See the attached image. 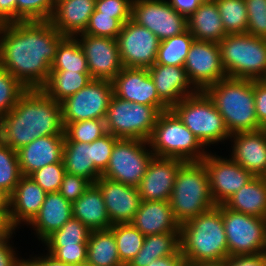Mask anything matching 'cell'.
I'll return each instance as SVG.
<instances>
[{
  "label": "cell",
  "mask_w": 266,
  "mask_h": 266,
  "mask_svg": "<svg viewBox=\"0 0 266 266\" xmlns=\"http://www.w3.org/2000/svg\"><path fill=\"white\" fill-rule=\"evenodd\" d=\"M64 38L49 21L4 24L0 30V66L26 89H41Z\"/></svg>",
  "instance_id": "obj_1"
},
{
  "label": "cell",
  "mask_w": 266,
  "mask_h": 266,
  "mask_svg": "<svg viewBox=\"0 0 266 266\" xmlns=\"http://www.w3.org/2000/svg\"><path fill=\"white\" fill-rule=\"evenodd\" d=\"M48 135H64L61 104L41 89L27 90L0 118V141L14 151Z\"/></svg>",
  "instance_id": "obj_2"
},
{
  "label": "cell",
  "mask_w": 266,
  "mask_h": 266,
  "mask_svg": "<svg viewBox=\"0 0 266 266\" xmlns=\"http://www.w3.org/2000/svg\"><path fill=\"white\" fill-rule=\"evenodd\" d=\"M180 243L186 262L225 260L228 246L221 210L215 206L182 223Z\"/></svg>",
  "instance_id": "obj_3"
},
{
  "label": "cell",
  "mask_w": 266,
  "mask_h": 266,
  "mask_svg": "<svg viewBox=\"0 0 266 266\" xmlns=\"http://www.w3.org/2000/svg\"><path fill=\"white\" fill-rule=\"evenodd\" d=\"M231 134L264 128L257 120L253 80L225 78L204 90Z\"/></svg>",
  "instance_id": "obj_4"
},
{
  "label": "cell",
  "mask_w": 266,
  "mask_h": 266,
  "mask_svg": "<svg viewBox=\"0 0 266 266\" xmlns=\"http://www.w3.org/2000/svg\"><path fill=\"white\" fill-rule=\"evenodd\" d=\"M171 110L209 151H215V148L222 151L228 145L231 135L222 115L205 91H197L183 98Z\"/></svg>",
  "instance_id": "obj_5"
},
{
  "label": "cell",
  "mask_w": 266,
  "mask_h": 266,
  "mask_svg": "<svg viewBox=\"0 0 266 266\" xmlns=\"http://www.w3.org/2000/svg\"><path fill=\"white\" fill-rule=\"evenodd\" d=\"M169 203L180 225L216 206L202 162H185L179 168Z\"/></svg>",
  "instance_id": "obj_6"
},
{
  "label": "cell",
  "mask_w": 266,
  "mask_h": 266,
  "mask_svg": "<svg viewBox=\"0 0 266 266\" xmlns=\"http://www.w3.org/2000/svg\"><path fill=\"white\" fill-rule=\"evenodd\" d=\"M154 156L201 162L209 150L171 110L160 113L150 139Z\"/></svg>",
  "instance_id": "obj_7"
},
{
  "label": "cell",
  "mask_w": 266,
  "mask_h": 266,
  "mask_svg": "<svg viewBox=\"0 0 266 266\" xmlns=\"http://www.w3.org/2000/svg\"><path fill=\"white\" fill-rule=\"evenodd\" d=\"M218 45L227 77L266 80V38L230 34Z\"/></svg>",
  "instance_id": "obj_8"
},
{
  "label": "cell",
  "mask_w": 266,
  "mask_h": 266,
  "mask_svg": "<svg viewBox=\"0 0 266 266\" xmlns=\"http://www.w3.org/2000/svg\"><path fill=\"white\" fill-rule=\"evenodd\" d=\"M161 112L156 106L130 102L113 94L105 117L106 131L118 139L148 141Z\"/></svg>",
  "instance_id": "obj_9"
},
{
  "label": "cell",
  "mask_w": 266,
  "mask_h": 266,
  "mask_svg": "<svg viewBox=\"0 0 266 266\" xmlns=\"http://www.w3.org/2000/svg\"><path fill=\"white\" fill-rule=\"evenodd\" d=\"M222 212L228 256L266 252V220L216 205Z\"/></svg>",
  "instance_id": "obj_10"
},
{
  "label": "cell",
  "mask_w": 266,
  "mask_h": 266,
  "mask_svg": "<svg viewBox=\"0 0 266 266\" xmlns=\"http://www.w3.org/2000/svg\"><path fill=\"white\" fill-rule=\"evenodd\" d=\"M153 156L148 141L119 139L113 147L109 164L101 176L138 187Z\"/></svg>",
  "instance_id": "obj_11"
},
{
  "label": "cell",
  "mask_w": 266,
  "mask_h": 266,
  "mask_svg": "<svg viewBox=\"0 0 266 266\" xmlns=\"http://www.w3.org/2000/svg\"><path fill=\"white\" fill-rule=\"evenodd\" d=\"M112 96V81L92 79L77 93L60 102L63 126L89 119H105Z\"/></svg>",
  "instance_id": "obj_12"
},
{
  "label": "cell",
  "mask_w": 266,
  "mask_h": 266,
  "mask_svg": "<svg viewBox=\"0 0 266 266\" xmlns=\"http://www.w3.org/2000/svg\"><path fill=\"white\" fill-rule=\"evenodd\" d=\"M201 162L207 170L211 195L216 205L224 204L254 178L221 150L209 151Z\"/></svg>",
  "instance_id": "obj_13"
},
{
  "label": "cell",
  "mask_w": 266,
  "mask_h": 266,
  "mask_svg": "<svg viewBox=\"0 0 266 266\" xmlns=\"http://www.w3.org/2000/svg\"><path fill=\"white\" fill-rule=\"evenodd\" d=\"M131 19L154 33L160 41L187 30V18L167 0H133Z\"/></svg>",
  "instance_id": "obj_14"
},
{
  "label": "cell",
  "mask_w": 266,
  "mask_h": 266,
  "mask_svg": "<svg viewBox=\"0 0 266 266\" xmlns=\"http://www.w3.org/2000/svg\"><path fill=\"white\" fill-rule=\"evenodd\" d=\"M116 41L123 67L149 68L156 62L160 39L132 19L123 24Z\"/></svg>",
  "instance_id": "obj_15"
},
{
  "label": "cell",
  "mask_w": 266,
  "mask_h": 266,
  "mask_svg": "<svg viewBox=\"0 0 266 266\" xmlns=\"http://www.w3.org/2000/svg\"><path fill=\"white\" fill-rule=\"evenodd\" d=\"M187 76L198 91L227 78L218 43L194 40L184 64Z\"/></svg>",
  "instance_id": "obj_16"
},
{
  "label": "cell",
  "mask_w": 266,
  "mask_h": 266,
  "mask_svg": "<svg viewBox=\"0 0 266 266\" xmlns=\"http://www.w3.org/2000/svg\"><path fill=\"white\" fill-rule=\"evenodd\" d=\"M75 38L84 52L92 79L112 81L124 68L116 39L83 33Z\"/></svg>",
  "instance_id": "obj_17"
},
{
  "label": "cell",
  "mask_w": 266,
  "mask_h": 266,
  "mask_svg": "<svg viewBox=\"0 0 266 266\" xmlns=\"http://www.w3.org/2000/svg\"><path fill=\"white\" fill-rule=\"evenodd\" d=\"M224 149L229 157L254 177H265L266 128L231 134L228 145Z\"/></svg>",
  "instance_id": "obj_18"
},
{
  "label": "cell",
  "mask_w": 266,
  "mask_h": 266,
  "mask_svg": "<svg viewBox=\"0 0 266 266\" xmlns=\"http://www.w3.org/2000/svg\"><path fill=\"white\" fill-rule=\"evenodd\" d=\"M113 94L123 100L156 106L162 112L170 108L159 98L147 68L124 67L112 80Z\"/></svg>",
  "instance_id": "obj_19"
},
{
  "label": "cell",
  "mask_w": 266,
  "mask_h": 266,
  "mask_svg": "<svg viewBox=\"0 0 266 266\" xmlns=\"http://www.w3.org/2000/svg\"><path fill=\"white\" fill-rule=\"evenodd\" d=\"M184 163L178 158L153 156L138 186L141 200L169 202L176 174Z\"/></svg>",
  "instance_id": "obj_20"
},
{
  "label": "cell",
  "mask_w": 266,
  "mask_h": 266,
  "mask_svg": "<svg viewBox=\"0 0 266 266\" xmlns=\"http://www.w3.org/2000/svg\"><path fill=\"white\" fill-rule=\"evenodd\" d=\"M95 184L103 195L111 225L131 223L142 201L138 187L102 176Z\"/></svg>",
  "instance_id": "obj_21"
},
{
  "label": "cell",
  "mask_w": 266,
  "mask_h": 266,
  "mask_svg": "<svg viewBox=\"0 0 266 266\" xmlns=\"http://www.w3.org/2000/svg\"><path fill=\"white\" fill-rule=\"evenodd\" d=\"M47 193L29 176H22L10 195V223L19 231L37 216Z\"/></svg>",
  "instance_id": "obj_22"
},
{
  "label": "cell",
  "mask_w": 266,
  "mask_h": 266,
  "mask_svg": "<svg viewBox=\"0 0 266 266\" xmlns=\"http://www.w3.org/2000/svg\"><path fill=\"white\" fill-rule=\"evenodd\" d=\"M64 141L65 135H48L17 150L22 175L30 176L44 166L63 162Z\"/></svg>",
  "instance_id": "obj_23"
},
{
  "label": "cell",
  "mask_w": 266,
  "mask_h": 266,
  "mask_svg": "<svg viewBox=\"0 0 266 266\" xmlns=\"http://www.w3.org/2000/svg\"><path fill=\"white\" fill-rule=\"evenodd\" d=\"M159 98L171 109L198 90L190 82L184 67L153 64L147 68Z\"/></svg>",
  "instance_id": "obj_24"
},
{
  "label": "cell",
  "mask_w": 266,
  "mask_h": 266,
  "mask_svg": "<svg viewBox=\"0 0 266 266\" xmlns=\"http://www.w3.org/2000/svg\"><path fill=\"white\" fill-rule=\"evenodd\" d=\"M72 203L59 192L47 193L39 213L26 227L31 231L34 242L41 243L56 230H59L72 217ZM35 236V237H34Z\"/></svg>",
  "instance_id": "obj_25"
},
{
  "label": "cell",
  "mask_w": 266,
  "mask_h": 266,
  "mask_svg": "<svg viewBox=\"0 0 266 266\" xmlns=\"http://www.w3.org/2000/svg\"><path fill=\"white\" fill-rule=\"evenodd\" d=\"M96 0H55L49 22L65 37H76L84 33L90 16L95 10Z\"/></svg>",
  "instance_id": "obj_26"
},
{
  "label": "cell",
  "mask_w": 266,
  "mask_h": 266,
  "mask_svg": "<svg viewBox=\"0 0 266 266\" xmlns=\"http://www.w3.org/2000/svg\"><path fill=\"white\" fill-rule=\"evenodd\" d=\"M131 224L145 236L180 232L181 228L170 203L157 200L141 201Z\"/></svg>",
  "instance_id": "obj_27"
},
{
  "label": "cell",
  "mask_w": 266,
  "mask_h": 266,
  "mask_svg": "<svg viewBox=\"0 0 266 266\" xmlns=\"http://www.w3.org/2000/svg\"><path fill=\"white\" fill-rule=\"evenodd\" d=\"M194 40L219 43L227 34L215 0H205L187 18Z\"/></svg>",
  "instance_id": "obj_28"
},
{
  "label": "cell",
  "mask_w": 266,
  "mask_h": 266,
  "mask_svg": "<svg viewBox=\"0 0 266 266\" xmlns=\"http://www.w3.org/2000/svg\"><path fill=\"white\" fill-rule=\"evenodd\" d=\"M72 215L92 230H106L112 225L107 214L103 195L93 183L84 194L72 203Z\"/></svg>",
  "instance_id": "obj_29"
},
{
  "label": "cell",
  "mask_w": 266,
  "mask_h": 266,
  "mask_svg": "<svg viewBox=\"0 0 266 266\" xmlns=\"http://www.w3.org/2000/svg\"><path fill=\"white\" fill-rule=\"evenodd\" d=\"M223 205L235 212L266 218V179L254 177Z\"/></svg>",
  "instance_id": "obj_30"
},
{
  "label": "cell",
  "mask_w": 266,
  "mask_h": 266,
  "mask_svg": "<svg viewBox=\"0 0 266 266\" xmlns=\"http://www.w3.org/2000/svg\"><path fill=\"white\" fill-rule=\"evenodd\" d=\"M180 252V232L147 235L141 250L127 266H148L154 260Z\"/></svg>",
  "instance_id": "obj_31"
},
{
  "label": "cell",
  "mask_w": 266,
  "mask_h": 266,
  "mask_svg": "<svg viewBox=\"0 0 266 266\" xmlns=\"http://www.w3.org/2000/svg\"><path fill=\"white\" fill-rule=\"evenodd\" d=\"M87 265L125 266L119 258L114 233L110 229L92 230L87 241Z\"/></svg>",
  "instance_id": "obj_32"
},
{
  "label": "cell",
  "mask_w": 266,
  "mask_h": 266,
  "mask_svg": "<svg viewBox=\"0 0 266 266\" xmlns=\"http://www.w3.org/2000/svg\"><path fill=\"white\" fill-rule=\"evenodd\" d=\"M63 163L66 173L83 177L91 184L102 174L91 161V143L64 142Z\"/></svg>",
  "instance_id": "obj_33"
},
{
  "label": "cell",
  "mask_w": 266,
  "mask_h": 266,
  "mask_svg": "<svg viewBox=\"0 0 266 266\" xmlns=\"http://www.w3.org/2000/svg\"><path fill=\"white\" fill-rule=\"evenodd\" d=\"M92 80L89 73L68 70H50L47 82L41 90L56 102L74 95Z\"/></svg>",
  "instance_id": "obj_34"
},
{
  "label": "cell",
  "mask_w": 266,
  "mask_h": 266,
  "mask_svg": "<svg viewBox=\"0 0 266 266\" xmlns=\"http://www.w3.org/2000/svg\"><path fill=\"white\" fill-rule=\"evenodd\" d=\"M50 70L89 73L86 57L75 37H65L60 42Z\"/></svg>",
  "instance_id": "obj_35"
},
{
  "label": "cell",
  "mask_w": 266,
  "mask_h": 266,
  "mask_svg": "<svg viewBox=\"0 0 266 266\" xmlns=\"http://www.w3.org/2000/svg\"><path fill=\"white\" fill-rule=\"evenodd\" d=\"M194 37L187 29L182 34L160 42L155 64L184 67Z\"/></svg>",
  "instance_id": "obj_36"
},
{
  "label": "cell",
  "mask_w": 266,
  "mask_h": 266,
  "mask_svg": "<svg viewBox=\"0 0 266 266\" xmlns=\"http://www.w3.org/2000/svg\"><path fill=\"white\" fill-rule=\"evenodd\" d=\"M109 229L114 233L120 261L127 266L141 250L146 236L131 223L114 224Z\"/></svg>",
  "instance_id": "obj_37"
},
{
  "label": "cell",
  "mask_w": 266,
  "mask_h": 266,
  "mask_svg": "<svg viewBox=\"0 0 266 266\" xmlns=\"http://www.w3.org/2000/svg\"><path fill=\"white\" fill-rule=\"evenodd\" d=\"M227 35L245 34L248 13L245 0H215Z\"/></svg>",
  "instance_id": "obj_38"
},
{
  "label": "cell",
  "mask_w": 266,
  "mask_h": 266,
  "mask_svg": "<svg viewBox=\"0 0 266 266\" xmlns=\"http://www.w3.org/2000/svg\"><path fill=\"white\" fill-rule=\"evenodd\" d=\"M91 230L75 217H71L59 230L53 232L42 246H77L87 244Z\"/></svg>",
  "instance_id": "obj_39"
},
{
  "label": "cell",
  "mask_w": 266,
  "mask_h": 266,
  "mask_svg": "<svg viewBox=\"0 0 266 266\" xmlns=\"http://www.w3.org/2000/svg\"><path fill=\"white\" fill-rule=\"evenodd\" d=\"M107 133L105 119H89L64 126V142L92 143Z\"/></svg>",
  "instance_id": "obj_40"
},
{
  "label": "cell",
  "mask_w": 266,
  "mask_h": 266,
  "mask_svg": "<svg viewBox=\"0 0 266 266\" xmlns=\"http://www.w3.org/2000/svg\"><path fill=\"white\" fill-rule=\"evenodd\" d=\"M22 176L17 152L0 141V188L11 195Z\"/></svg>",
  "instance_id": "obj_41"
},
{
  "label": "cell",
  "mask_w": 266,
  "mask_h": 266,
  "mask_svg": "<svg viewBox=\"0 0 266 266\" xmlns=\"http://www.w3.org/2000/svg\"><path fill=\"white\" fill-rule=\"evenodd\" d=\"M27 90L11 73L0 66V118L15 107Z\"/></svg>",
  "instance_id": "obj_42"
},
{
  "label": "cell",
  "mask_w": 266,
  "mask_h": 266,
  "mask_svg": "<svg viewBox=\"0 0 266 266\" xmlns=\"http://www.w3.org/2000/svg\"><path fill=\"white\" fill-rule=\"evenodd\" d=\"M55 0H16V22L49 21Z\"/></svg>",
  "instance_id": "obj_43"
},
{
  "label": "cell",
  "mask_w": 266,
  "mask_h": 266,
  "mask_svg": "<svg viewBox=\"0 0 266 266\" xmlns=\"http://www.w3.org/2000/svg\"><path fill=\"white\" fill-rule=\"evenodd\" d=\"M122 27L123 23L116 19L115 15L102 14L94 10L83 34L116 39Z\"/></svg>",
  "instance_id": "obj_44"
},
{
  "label": "cell",
  "mask_w": 266,
  "mask_h": 266,
  "mask_svg": "<svg viewBox=\"0 0 266 266\" xmlns=\"http://www.w3.org/2000/svg\"><path fill=\"white\" fill-rule=\"evenodd\" d=\"M63 162L50 164L33 172L29 177L46 193L58 192L65 175Z\"/></svg>",
  "instance_id": "obj_45"
},
{
  "label": "cell",
  "mask_w": 266,
  "mask_h": 266,
  "mask_svg": "<svg viewBox=\"0 0 266 266\" xmlns=\"http://www.w3.org/2000/svg\"><path fill=\"white\" fill-rule=\"evenodd\" d=\"M249 35L266 38V0H245Z\"/></svg>",
  "instance_id": "obj_46"
},
{
  "label": "cell",
  "mask_w": 266,
  "mask_h": 266,
  "mask_svg": "<svg viewBox=\"0 0 266 266\" xmlns=\"http://www.w3.org/2000/svg\"><path fill=\"white\" fill-rule=\"evenodd\" d=\"M118 140L116 136L107 132L91 143V161L101 173L106 170L113 147Z\"/></svg>",
  "instance_id": "obj_47"
},
{
  "label": "cell",
  "mask_w": 266,
  "mask_h": 266,
  "mask_svg": "<svg viewBox=\"0 0 266 266\" xmlns=\"http://www.w3.org/2000/svg\"><path fill=\"white\" fill-rule=\"evenodd\" d=\"M57 260L70 265L85 264L87 261V244L77 246H43L42 247Z\"/></svg>",
  "instance_id": "obj_48"
},
{
  "label": "cell",
  "mask_w": 266,
  "mask_h": 266,
  "mask_svg": "<svg viewBox=\"0 0 266 266\" xmlns=\"http://www.w3.org/2000/svg\"><path fill=\"white\" fill-rule=\"evenodd\" d=\"M17 232L20 233V231L14 230L9 236L0 237V266L25 265V256L22 254L21 248L14 245L15 240L13 239L18 235Z\"/></svg>",
  "instance_id": "obj_49"
},
{
  "label": "cell",
  "mask_w": 266,
  "mask_h": 266,
  "mask_svg": "<svg viewBox=\"0 0 266 266\" xmlns=\"http://www.w3.org/2000/svg\"><path fill=\"white\" fill-rule=\"evenodd\" d=\"M133 0H96L95 10L102 14L115 15L123 24L131 19Z\"/></svg>",
  "instance_id": "obj_50"
},
{
  "label": "cell",
  "mask_w": 266,
  "mask_h": 266,
  "mask_svg": "<svg viewBox=\"0 0 266 266\" xmlns=\"http://www.w3.org/2000/svg\"><path fill=\"white\" fill-rule=\"evenodd\" d=\"M91 183L80 176L65 173L60 185L59 193L70 203L78 200Z\"/></svg>",
  "instance_id": "obj_51"
},
{
  "label": "cell",
  "mask_w": 266,
  "mask_h": 266,
  "mask_svg": "<svg viewBox=\"0 0 266 266\" xmlns=\"http://www.w3.org/2000/svg\"><path fill=\"white\" fill-rule=\"evenodd\" d=\"M255 113L258 122L266 128V80H253Z\"/></svg>",
  "instance_id": "obj_52"
},
{
  "label": "cell",
  "mask_w": 266,
  "mask_h": 266,
  "mask_svg": "<svg viewBox=\"0 0 266 266\" xmlns=\"http://www.w3.org/2000/svg\"><path fill=\"white\" fill-rule=\"evenodd\" d=\"M36 248V252H38V254H35L32 250H29L31 251L30 255H28L27 252L24 254L26 266H71L70 264L57 260L54 256L45 251L42 246L40 247L41 249H39L40 251H43L42 253L37 251L38 247Z\"/></svg>",
  "instance_id": "obj_53"
},
{
  "label": "cell",
  "mask_w": 266,
  "mask_h": 266,
  "mask_svg": "<svg viewBox=\"0 0 266 266\" xmlns=\"http://www.w3.org/2000/svg\"><path fill=\"white\" fill-rule=\"evenodd\" d=\"M266 252L254 255H237L226 258V266H265Z\"/></svg>",
  "instance_id": "obj_54"
},
{
  "label": "cell",
  "mask_w": 266,
  "mask_h": 266,
  "mask_svg": "<svg viewBox=\"0 0 266 266\" xmlns=\"http://www.w3.org/2000/svg\"><path fill=\"white\" fill-rule=\"evenodd\" d=\"M0 23H16V0H0Z\"/></svg>",
  "instance_id": "obj_55"
},
{
  "label": "cell",
  "mask_w": 266,
  "mask_h": 266,
  "mask_svg": "<svg viewBox=\"0 0 266 266\" xmlns=\"http://www.w3.org/2000/svg\"><path fill=\"white\" fill-rule=\"evenodd\" d=\"M205 0H167V2L180 14L188 18Z\"/></svg>",
  "instance_id": "obj_56"
},
{
  "label": "cell",
  "mask_w": 266,
  "mask_h": 266,
  "mask_svg": "<svg viewBox=\"0 0 266 266\" xmlns=\"http://www.w3.org/2000/svg\"><path fill=\"white\" fill-rule=\"evenodd\" d=\"M186 259L180 252L178 255H171L152 261L148 266H186Z\"/></svg>",
  "instance_id": "obj_57"
},
{
  "label": "cell",
  "mask_w": 266,
  "mask_h": 266,
  "mask_svg": "<svg viewBox=\"0 0 266 266\" xmlns=\"http://www.w3.org/2000/svg\"><path fill=\"white\" fill-rule=\"evenodd\" d=\"M14 230L10 223V211H0V237L9 236Z\"/></svg>",
  "instance_id": "obj_58"
},
{
  "label": "cell",
  "mask_w": 266,
  "mask_h": 266,
  "mask_svg": "<svg viewBox=\"0 0 266 266\" xmlns=\"http://www.w3.org/2000/svg\"><path fill=\"white\" fill-rule=\"evenodd\" d=\"M0 211H10V194L0 188Z\"/></svg>",
  "instance_id": "obj_59"
},
{
  "label": "cell",
  "mask_w": 266,
  "mask_h": 266,
  "mask_svg": "<svg viewBox=\"0 0 266 266\" xmlns=\"http://www.w3.org/2000/svg\"><path fill=\"white\" fill-rule=\"evenodd\" d=\"M186 266H226V259L220 261H209V262H187Z\"/></svg>",
  "instance_id": "obj_60"
},
{
  "label": "cell",
  "mask_w": 266,
  "mask_h": 266,
  "mask_svg": "<svg viewBox=\"0 0 266 266\" xmlns=\"http://www.w3.org/2000/svg\"><path fill=\"white\" fill-rule=\"evenodd\" d=\"M71 266H90V265H87V264L85 263V264H80V265H71Z\"/></svg>",
  "instance_id": "obj_61"
}]
</instances>
